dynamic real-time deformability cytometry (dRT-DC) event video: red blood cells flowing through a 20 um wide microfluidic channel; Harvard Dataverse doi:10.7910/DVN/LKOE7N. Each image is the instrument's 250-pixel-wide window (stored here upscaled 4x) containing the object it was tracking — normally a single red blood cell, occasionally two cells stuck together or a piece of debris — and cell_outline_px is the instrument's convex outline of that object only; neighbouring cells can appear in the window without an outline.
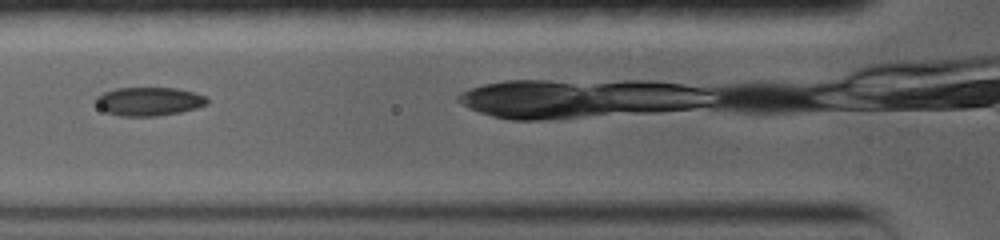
{"species": "common noctule bat (a hibernating species)", "species_latin": "Nyctalus noctula", "temperature_condition": "warm", "stored_images_in_passage": 12, "camera_frame_rate_fps": 5000, "um_per_image_px": 0.085, "animal": {"sex": "female", "body_mass_g": 19.0, "forearm_length_mm": 56.7}, "frame": {"image": 1, "passage_image": 4, "time_ms": 3.2, "image_size_px": [1000, 240], "cell_outline_px": [[208, 100], [204, 104], [192, 108], [176, 112], [148, 116], [128, 116], [108, 112], [100, 108], [96, 104], [96, 100], [104, 92], [120, 88], [172, 88], [204, 96]], "centroid_in_image_um": [12.59, 8.61], "position_along_channel_um": 113.2, "area_um2": 17.46}}